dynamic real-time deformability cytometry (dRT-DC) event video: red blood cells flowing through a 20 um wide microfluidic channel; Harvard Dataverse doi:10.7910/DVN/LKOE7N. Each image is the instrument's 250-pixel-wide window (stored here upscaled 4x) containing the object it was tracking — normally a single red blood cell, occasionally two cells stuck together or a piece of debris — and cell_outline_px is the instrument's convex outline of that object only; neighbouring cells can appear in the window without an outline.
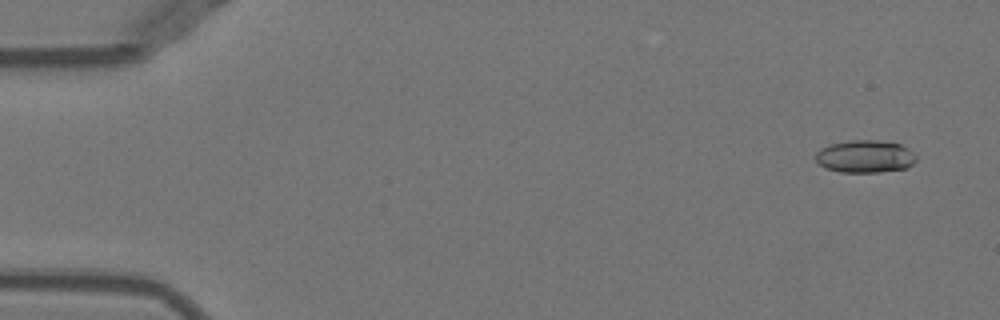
{"species": "Egyptian fruit bat (a non-hibernating species)", "species_latin": "Rousettus aegyptiacus", "temperature_condition": "warm", "stored_images_in_passage": 46, "camera_frame_rate_fps": 3000, "um_per_image_px": 0.085, "animal": {"sex": "female"}, "frame": {"image": 1, "passage_image": 3, "time_ms": 0.667, "image_size_px": [1000, 320], "cell_outline_px": [[916, 160], [908, 168], [880, 172], [840, 172], [824, 168], [816, 160], [816, 152], [820, 148], [828, 144], [848, 140], [876, 140], [900, 144], [908, 148], [916, 156]], "centroid_in_image_um": [73.51, 13.3], "position_along_channel_um": 11.5, "area_um2": 19.25}}
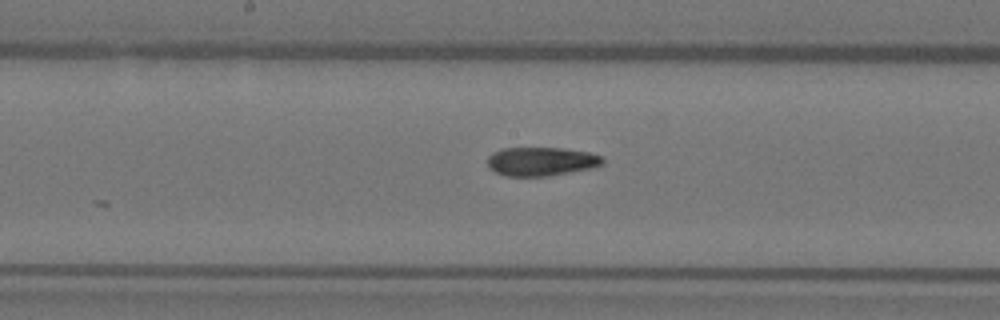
{"frame": {"image": 2, "passage_image": 27, "time_ms": 8.667, "image_size_px": [1000, 320], "cell_outline_px": [[604, 164], [592, 168], [548, 176], [504, 176], [488, 168], [488, 156], [492, 152], [500, 148], [560, 148], [588, 152], [604, 156]], "centroid_in_image_um": [46.0, 13.72], "position_along_channel_um": 202.2, "area_um2": 19.48}}
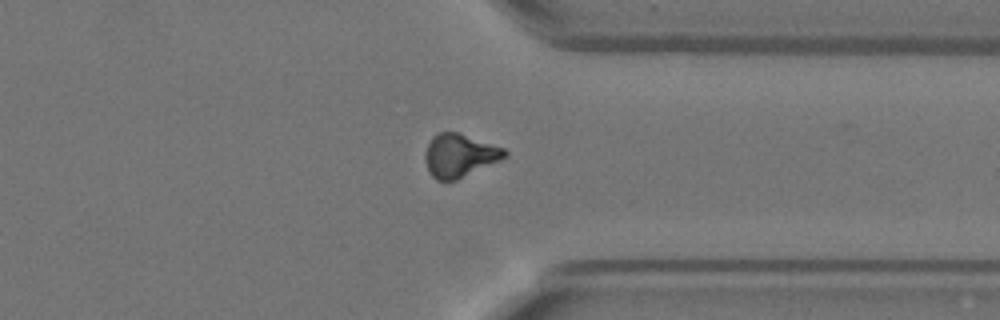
{"frame": {"image": 3, "passage_image": 40, "time_ms": 13.0, "image_size_px": [1000, 320], "cell_outline_px": [[508, 156], [500, 160], [456, 180], [436, 180], [432, 176], [424, 160], [424, 156], [428, 144], [432, 136], [440, 132], [456, 132], [504, 148], [508, 152]], "centroid_in_image_um": [39.05, 13.22], "position_along_channel_um": 372.3, "area_um2": 19.77}, "authors_computed_cell_mechanics": {"area_um2": 19.6809, "velocity_mm_per_s": 3.9793, "shape_relaxation_time_tau1_ms": 8.2714, "shape_relaxation_time_tau2_ms": 6.6482, "deformation_change_tau1": 0.2437, "deformation_change_tau2": 0.1447}}